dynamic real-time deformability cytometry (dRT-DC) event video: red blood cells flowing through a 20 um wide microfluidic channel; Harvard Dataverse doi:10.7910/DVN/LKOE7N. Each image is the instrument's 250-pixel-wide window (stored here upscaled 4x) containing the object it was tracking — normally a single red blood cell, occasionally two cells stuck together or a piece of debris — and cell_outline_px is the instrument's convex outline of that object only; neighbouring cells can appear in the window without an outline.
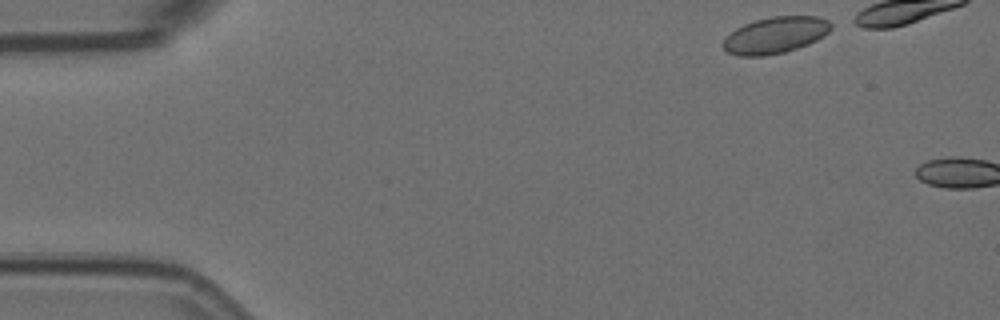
{"species": "Egyptian fruit bat (a non-hibernating species)", "species_latin": "Rousettus aegyptiacus", "temperature_condition": "room temperature", "stored_images_in_passage": 3, "camera_frame_rate_fps": 3000, "um_per_image_px": 0.085, "animal": {"sex": "female"}, "frame": {"image": 1, "passage_image": 1, "time_ms": 0.0, "image_size_px": [1000, 320], "cell_outline_px": [[836, 24], [824, 36], [808, 44], [784, 52], [764, 56], [740, 56], [728, 52], [720, 44], [736, 28], [744, 24], [756, 20], [772, 16], [816, 16], [828, 20]], "centroid_in_image_um": [65.94, 2.98], "position_along_channel_um": 19.1, "area_um2": 22.95}}